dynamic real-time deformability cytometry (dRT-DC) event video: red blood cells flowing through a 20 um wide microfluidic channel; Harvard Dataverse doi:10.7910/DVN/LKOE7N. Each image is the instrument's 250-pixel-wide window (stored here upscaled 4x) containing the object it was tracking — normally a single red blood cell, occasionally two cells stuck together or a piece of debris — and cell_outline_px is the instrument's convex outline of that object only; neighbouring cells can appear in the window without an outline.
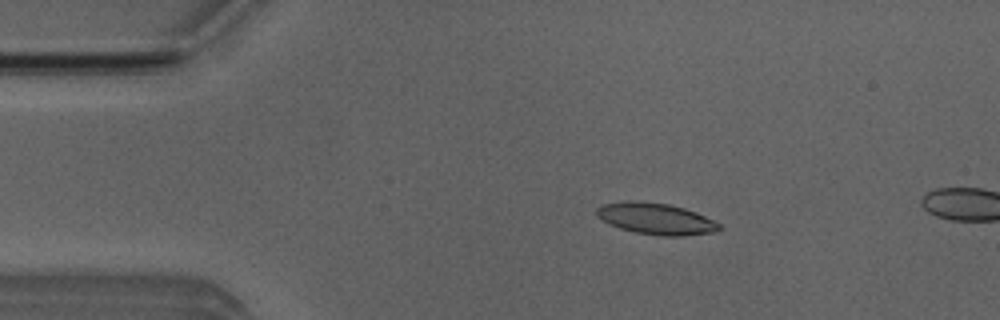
{"species": "Egyptian fruit bat (a non-hibernating species)", "species_latin": "Rousettus aegyptiacus", "temperature_condition": "room temperature", "stored_images_in_passage": 13, "camera_frame_rate_fps": 3000, "um_per_image_px": 0.085, "animal": {"sex": "male"}, "frame": {"image": 1, "passage_image": 8, "time_ms": 2.333, "image_size_px": [1000, 320], "cell_outline_px": [[724, 228], [716, 232], [684, 236], [660, 236], [636, 232], [620, 228], [608, 224], [600, 220], [596, 216], [596, 208], [604, 204], [628, 200], [632, 200], [668, 204], [684, 208], [696, 212], [720, 224]], "centroid_in_image_um": [55.74, 18.6], "position_along_channel_um": 29.3, "area_um2": 22.6}}